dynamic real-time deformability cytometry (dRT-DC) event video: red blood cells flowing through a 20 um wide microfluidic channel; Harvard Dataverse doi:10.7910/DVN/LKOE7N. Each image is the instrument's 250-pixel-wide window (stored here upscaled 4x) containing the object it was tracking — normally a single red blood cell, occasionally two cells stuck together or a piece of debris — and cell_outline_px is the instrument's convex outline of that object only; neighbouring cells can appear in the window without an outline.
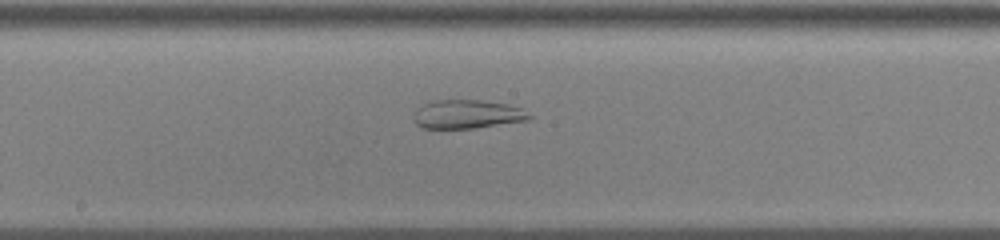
{"species": "common noctule bat (a hibernating species)", "species_latin": "Nyctalus noctula", "temperature_condition": "cold", "stored_images_in_passage": 59, "segment_of_instrument_passage": [2, 2], "camera_frame_rate_fps": 3000, "um_per_image_px": 0.085, "animal": {"sex": "male", "body_mass_g": 13.0, "forearm_length_mm": 53.1}, "frame": {"image": 1, "passage_image": 33, "time_ms": 10.667, "image_size_px": [1000, 240], "cell_outline_px": [[532, 116], [528, 120], [476, 128], [420, 128], [416, 124], [416, 108], [432, 100], [480, 100], [508, 104], [524, 108]], "centroid_in_image_um": [39.76, 9.7], "position_along_channel_um": 208.4, "area_um2": 19.36}}
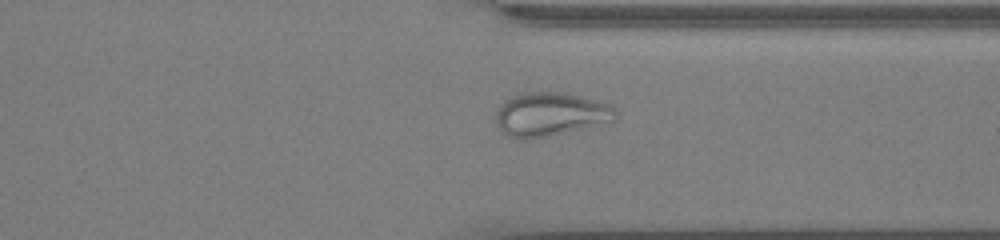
{"frame": {"image": 2, "passage_image": 46, "time_ms": 15.0, "image_size_px": [1000, 240], "cell_outline_px": [[616, 120], [584, 128], [548, 136], [528, 140], [520, 140], [508, 136], [500, 128], [496, 120], [496, 112], [500, 104], [504, 100], [516, 92], [556, 92], [580, 96], [608, 104], [616, 108]], "centroid_in_image_um": [46.74, 9.71], "position_along_channel_um": 364.7, "area_um2": 30.58}}
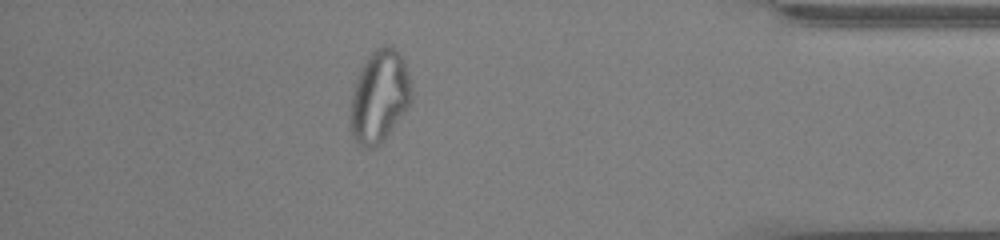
{"frame": {"image": 3, "passage_image": 52, "time_ms": 17.0, "image_size_px": [1000, 240], "cell_outline_px": [[412, 100], [384, 140], [376, 148], [364, 148], [352, 136], [352, 92], [360, 68], [372, 52], [376, 48], [384, 44], [392, 44], [400, 52], [404, 60], [412, 84]], "centroid_in_image_um": [32.29, 8.14], "position_along_channel_um": 402.9, "area_um2": 32.71}}